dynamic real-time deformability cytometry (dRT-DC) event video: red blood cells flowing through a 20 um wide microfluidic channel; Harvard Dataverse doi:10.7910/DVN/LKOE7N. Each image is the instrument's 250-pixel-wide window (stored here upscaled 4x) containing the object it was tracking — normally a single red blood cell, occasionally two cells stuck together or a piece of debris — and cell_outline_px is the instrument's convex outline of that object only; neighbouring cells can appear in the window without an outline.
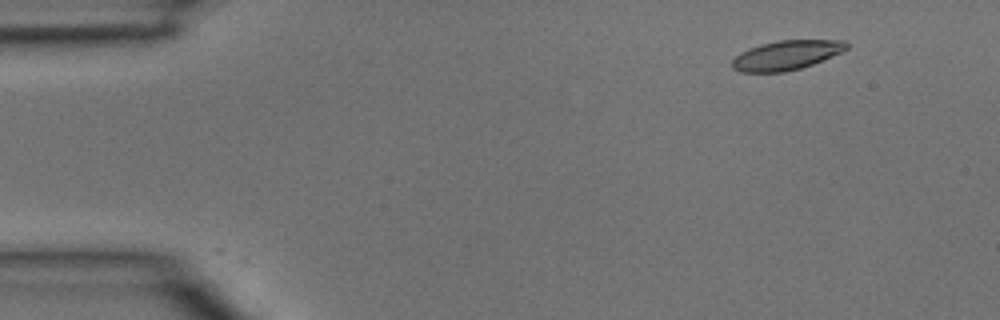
{"species": "common noctule bat (a hibernating species)", "species_latin": "Nyctalus noctula", "temperature_condition": "room temperature", "stored_images_in_passage": 4, "camera_frame_rate_fps": 3000, "um_per_image_px": 0.085, "animal": {"sex": "male", "body_mass_g": 15.6}, "frame": {"image": 1, "passage_image": 2, "time_ms": 0.333, "image_size_px": [1000, 320], "cell_outline_px": [[848, 48], [832, 56], [812, 64], [800, 68], [784, 72], [740, 72], [732, 68], [732, 60], [740, 52], [748, 48], [760, 44], [780, 40], [844, 40], [848, 44]], "centroid_in_image_um": [66.81, 4.69], "position_along_channel_um": 18.2, "area_um2": 19.54}}
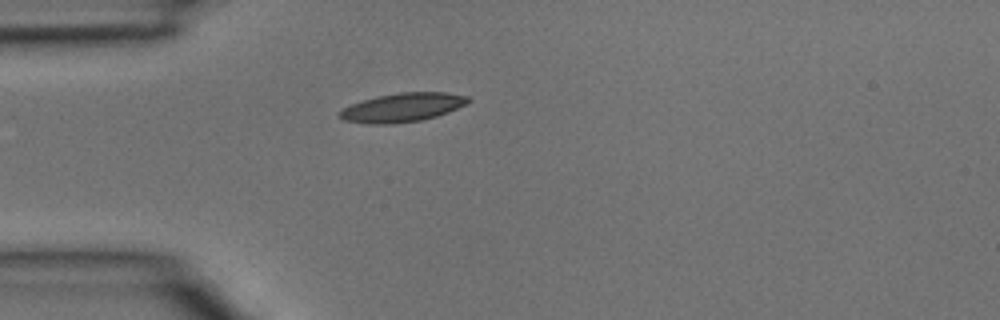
{"frame": {"image": 2, "passage_image": 4, "time_ms": 1.0, "image_size_px": [1000, 320], "cell_outline_px": [[472, 100], [448, 112], [436, 116], [420, 120], [392, 124], [372, 124], [344, 120], [336, 116], [344, 108], [352, 104], [364, 100], [380, 96], [400, 92], [448, 92], [468, 96]], "centroid_in_image_um": [34.22, 9.13], "position_along_channel_um": 50.8, "area_um2": 21.33}}